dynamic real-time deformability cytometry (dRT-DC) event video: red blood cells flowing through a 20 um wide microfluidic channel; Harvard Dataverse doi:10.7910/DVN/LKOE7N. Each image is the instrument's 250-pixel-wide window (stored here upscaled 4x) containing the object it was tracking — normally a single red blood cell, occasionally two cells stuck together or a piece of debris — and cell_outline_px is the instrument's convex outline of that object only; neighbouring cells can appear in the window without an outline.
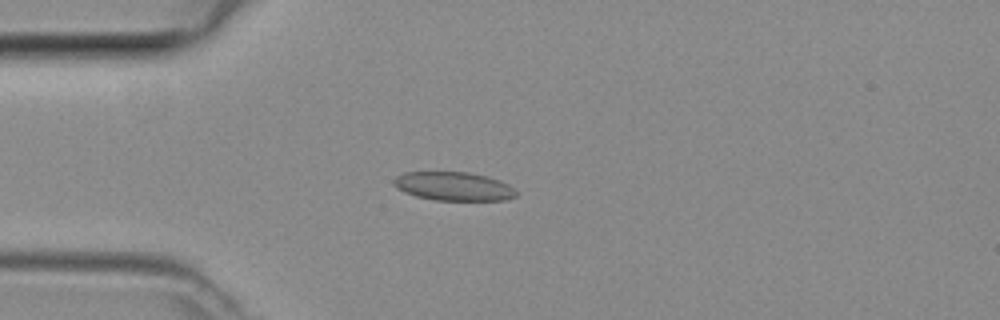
{"species": "common noctule bat (a hibernating species)", "species_latin": "Nyctalus noctula", "temperature_condition": "room temperature", "stored_images_in_passage": 31, "camera_frame_rate_fps": 3000, "um_per_image_px": 0.085, "animal": {"sex": "female", "body_mass_g": 29.2, "forearm_length_mm": 56.3}, "frame": {"image": 1, "passage_image": 3, "time_ms": 0.667, "image_size_px": [1000, 320], "cell_outline_px": [[516, 196], [508, 200], [436, 200], [416, 196], [404, 192], [396, 188], [392, 184], [392, 180], [396, 176], [404, 172], [468, 172], [500, 180], [508, 184], [516, 192]], "centroid_in_image_um": [38.52, 15.83], "position_along_channel_um": 46.5, "area_um2": 20.46}}
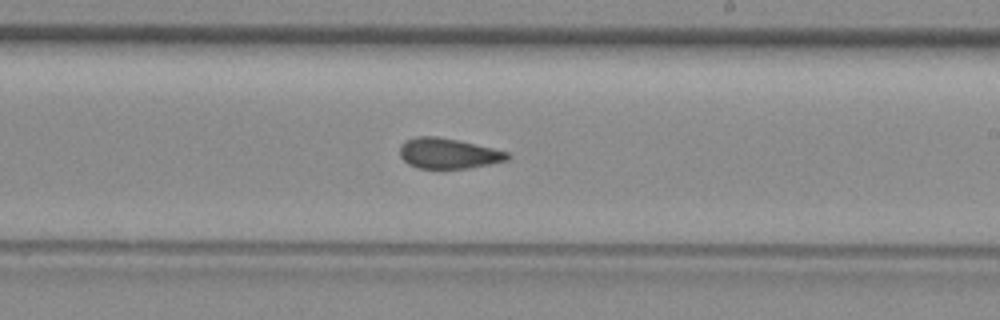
{"frame": {"image": 2, "passage_image": 18, "time_ms": 5.667, "image_size_px": [1000, 320], "cell_outline_px": [[512, 156], [508, 160], [468, 168], [416, 168], [408, 164], [400, 156], [400, 144], [416, 136], [436, 136], [456, 140], [492, 148], [508, 152]], "centroid_in_image_um": [38.09, 13.04], "position_along_channel_um": 250.9, "area_um2": 18.9}}
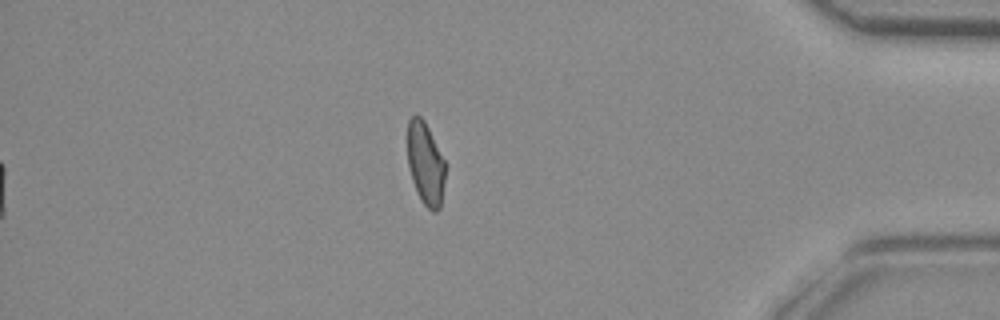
{"frame": {"image": 3, "passage_image": 31, "time_ms": 10.0, "image_size_px": [1000, 320], "cell_outline_px": [[444, 180], [440, 208], [436, 212], [432, 212], [424, 204], [416, 192], [412, 180], [408, 164], [408, 120], [412, 116], [420, 116], [424, 120], [444, 160]], "centroid_in_image_um": [36.15, 13.93], "position_along_channel_um": 399.0, "area_um2": 17.86}}